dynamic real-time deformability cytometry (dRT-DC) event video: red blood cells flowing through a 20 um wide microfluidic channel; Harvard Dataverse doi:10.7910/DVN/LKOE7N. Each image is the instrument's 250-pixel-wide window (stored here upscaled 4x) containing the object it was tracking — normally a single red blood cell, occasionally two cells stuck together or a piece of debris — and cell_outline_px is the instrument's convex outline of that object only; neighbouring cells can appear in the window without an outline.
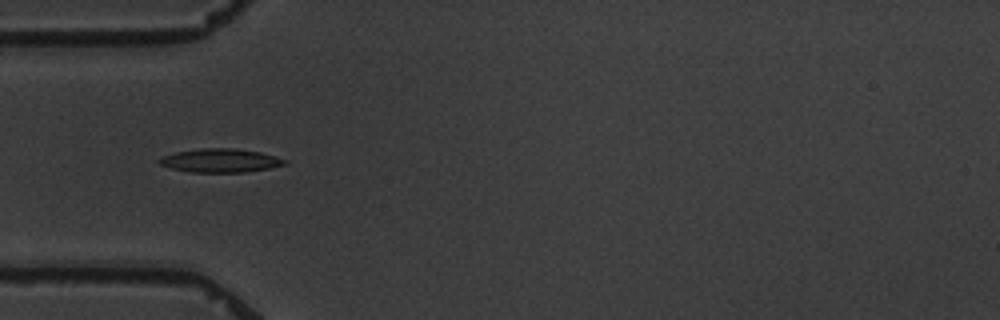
{"species": "common noctule bat (a hibernating species)", "species_latin": "Nyctalus noctula", "temperature_condition": "warm", "stored_images_in_passage": 7, "camera_frame_rate_fps": 3000, "um_per_image_px": 0.085, "animal": {"sex": "male", "body_mass_g": 19.5, "forearm_length_mm": 54.6}, "frame": {"image": 1, "passage_image": 5, "time_ms": 5.667, "image_size_px": [1000, 320], "cell_outline_px": [[288, 164], [268, 168], [244, 172], [188, 172], [172, 168], [160, 164], [156, 160], [160, 156], [176, 152], [204, 148], [236, 148], [260, 152], [276, 156], [288, 160]], "centroid_in_image_um": [18.73, 13.64], "position_along_channel_um": 66.3, "area_um2": 17.34}}
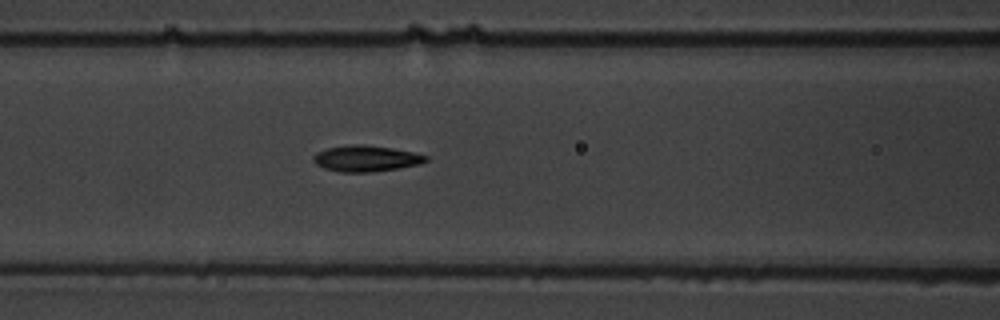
{"frame": {"image": 2, "passage_image": 7, "time_ms": 7.667, "image_size_px": [1000, 320], "cell_outline_px": [[428, 160], [420, 164], [400, 168], [372, 172], [340, 172], [324, 168], [316, 164], [312, 160], [312, 156], [316, 152], [328, 148], [356, 144], [364, 144], [392, 148], [412, 152], [428, 156]], "centroid_in_image_um": [31.1, 13.48], "position_along_channel_um": 135.5, "area_um2": 17.11}}